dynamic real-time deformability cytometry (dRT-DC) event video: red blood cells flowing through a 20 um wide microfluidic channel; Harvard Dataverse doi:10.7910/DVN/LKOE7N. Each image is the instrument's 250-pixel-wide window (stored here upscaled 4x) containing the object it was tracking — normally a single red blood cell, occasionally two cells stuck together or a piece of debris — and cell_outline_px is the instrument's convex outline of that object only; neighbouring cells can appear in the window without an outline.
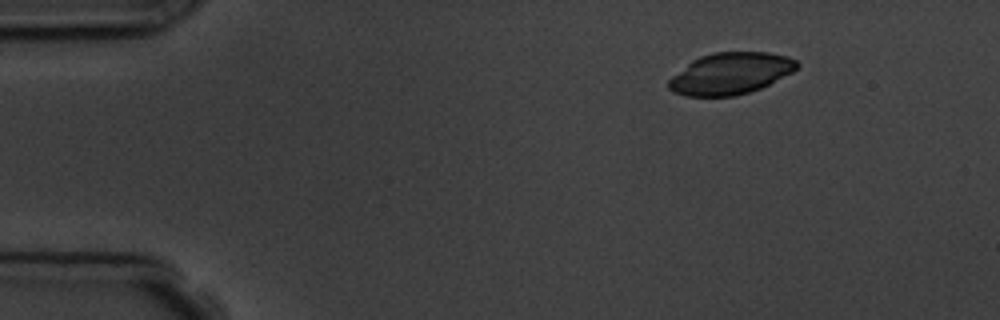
{"species": "common noctule bat (a hibernating species)", "species_latin": "Nyctalus noctula", "temperature_condition": "room temperature", "stored_images_in_passage": 3, "camera_frame_rate_fps": 3000, "um_per_image_px": 0.085, "animal": {"sex": "male", "body_mass_g": 19.5, "forearm_length_mm": 54.6}, "frame": {"image": 1, "passage_image": 1, "time_ms": 0.0, "image_size_px": [1000, 320], "cell_outline_px": [[800, 64], [792, 72], [760, 88], [736, 96], [688, 96], [672, 92], [668, 88], [668, 80], [672, 76], [692, 60], [700, 56], [712, 52], [768, 52], [788, 56], [796, 60]], "centroid_in_image_um": [62.07, 6.24], "position_along_channel_um": 22.9, "area_um2": 31.04}}